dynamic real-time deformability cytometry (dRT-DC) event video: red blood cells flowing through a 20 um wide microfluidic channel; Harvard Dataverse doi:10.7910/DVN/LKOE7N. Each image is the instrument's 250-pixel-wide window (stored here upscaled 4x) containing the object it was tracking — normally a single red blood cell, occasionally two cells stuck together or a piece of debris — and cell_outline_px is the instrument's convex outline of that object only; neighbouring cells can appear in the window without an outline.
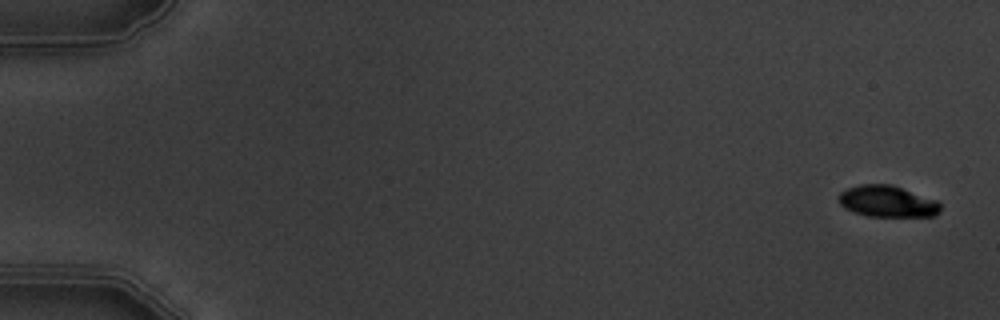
{"species": "common noctule bat (a hibernating species)", "species_latin": "Nyctalus noctula", "temperature_condition": "warm", "stored_images_in_passage": 9, "camera_frame_rate_fps": 3000, "um_per_image_px": 0.085, "animal": {"sex": "male", "body_mass_g": 19.5, "forearm_length_mm": 54.6}, "frame": {"image": 1, "passage_image": 1, "time_ms": 0.0, "image_size_px": [1000, 320], "cell_outline_px": [[940, 212], [936, 216], [868, 216], [844, 208], [840, 204], [840, 192], [848, 188], [860, 184], [892, 184], [936, 200], [940, 204]], "centroid_in_image_um": [75.45, 17.11], "position_along_channel_um": 9.6, "area_um2": 18.5}}
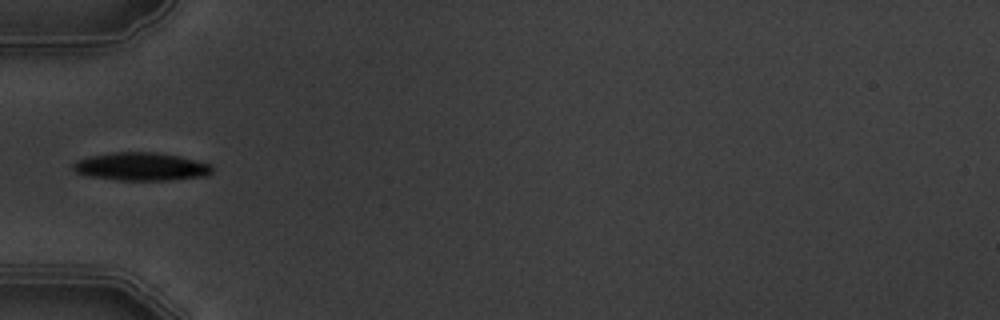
{"frame": {"image": 2, "passage_image": 6, "time_ms": 6.0, "image_size_px": [1000, 320], "cell_outline_px": [[212, 172], [208, 176], [168, 180], [120, 180], [88, 176], [76, 172], [72, 168], [72, 164], [76, 160], [88, 156], [112, 152], [156, 152], [180, 156], [212, 164]], "centroid_in_image_um": [12.0, 14.15], "position_along_channel_um": 73.0, "area_um2": 22.95}}